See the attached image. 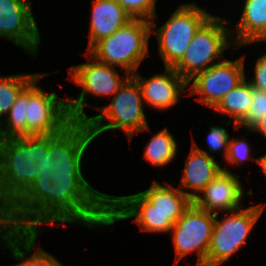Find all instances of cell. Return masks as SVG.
Segmentation results:
<instances>
[{"mask_svg": "<svg viewBox=\"0 0 266 266\" xmlns=\"http://www.w3.org/2000/svg\"><path fill=\"white\" fill-rule=\"evenodd\" d=\"M52 135L0 139V216L31 186L54 169Z\"/></svg>", "mask_w": 266, "mask_h": 266, "instance_id": "6da1fadb", "label": "cell"}, {"mask_svg": "<svg viewBox=\"0 0 266 266\" xmlns=\"http://www.w3.org/2000/svg\"><path fill=\"white\" fill-rule=\"evenodd\" d=\"M49 225L73 224L88 229L108 226L109 196L94 189L83 173L51 171Z\"/></svg>", "mask_w": 266, "mask_h": 266, "instance_id": "7a4b0ae2", "label": "cell"}, {"mask_svg": "<svg viewBox=\"0 0 266 266\" xmlns=\"http://www.w3.org/2000/svg\"><path fill=\"white\" fill-rule=\"evenodd\" d=\"M92 106L100 111L87 121L94 139L106 131L122 130L130 143L135 134L150 131L141 90L132 76L119 87L108 105Z\"/></svg>", "mask_w": 266, "mask_h": 266, "instance_id": "3957f363", "label": "cell"}, {"mask_svg": "<svg viewBox=\"0 0 266 266\" xmlns=\"http://www.w3.org/2000/svg\"><path fill=\"white\" fill-rule=\"evenodd\" d=\"M150 21L131 19L112 35L97 41L88 53L96 60L124 69L132 76L149 54Z\"/></svg>", "mask_w": 266, "mask_h": 266, "instance_id": "277c9868", "label": "cell"}, {"mask_svg": "<svg viewBox=\"0 0 266 266\" xmlns=\"http://www.w3.org/2000/svg\"><path fill=\"white\" fill-rule=\"evenodd\" d=\"M230 24V19L212 15L195 33L184 55L172 68L188 82L216 64L215 60H223V53L229 47H235L231 29L227 27Z\"/></svg>", "mask_w": 266, "mask_h": 266, "instance_id": "5b68a950", "label": "cell"}, {"mask_svg": "<svg viewBox=\"0 0 266 266\" xmlns=\"http://www.w3.org/2000/svg\"><path fill=\"white\" fill-rule=\"evenodd\" d=\"M212 15L196 2L180 3L162 26L150 21L164 67H173L182 58L195 33Z\"/></svg>", "mask_w": 266, "mask_h": 266, "instance_id": "8992f818", "label": "cell"}, {"mask_svg": "<svg viewBox=\"0 0 266 266\" xmlns=\"http://www.w3.org/2000/svg\"><path fill=\"white\" fill-rule=\"evenodd\" d=\"M266 204L223 212L221 220L214 214V226L207 251L206 266H220L247 243L251 231L260 219Z\"/></svg>", "mask_w": 266, "mask_h": 266, "instance_id": "52a82bcc", "label": "cell"}, {"mask_svg": "<svg viewBox=\"0 0 266 266\" xmlns=\"http://www.w3.org/2000/svg\"><path fill=\"white\" fill-rule=\"evenodd\" d=\"M83 54L88 57V62L74 65L68 70L69 80L82 90L76 98H67V108L72 121L87 122L90 116L85 114L84 108L91 106L87 95L107 96L110 99L129 75L123 74V78L120 76L122 72H118L116 67L96 60L88 52Z\"/></svg>", "mask_w": 266, "mask_h": 266, "instance_id": "ba28073f", "label": "cell"}, {"mask_svg": "<svg viewBox=\"0 0 266 266\" xmlns=\"http://www.w3.org/2000/svg\"><path fill=\"white\" fill-rule=\"evenodd\" d=\"M50 73H40L26 87L27 136L58 134L72 122L67 108V99L38 87L37 83Z\"/></svg>", "mask_w": 266, "mask_h": 266, "instance_id": "9c48e42d", "label": "cell"}, {"mask_svg": "<svg viewBox=\"0 0 266 266\" xmlns=\"http://www.w3.org/2000/svg\"><path fill=\"white\" fill-rule=\"evenodd\" d=\"M213 226L214 214L192 202L169 232L176 255L172 266H177L184 256L193 253L198 257L195 266H206Z\"/></svg>", "mask_w": 266, "mask_h": 266, "instance_id": "30bf717a", "label": "cell"}, {"mask_svg": "<svg viewBox=\"0 0 266 266\" xmlns=\"http://www.w3.org/2000/svg\"><path fill=\"white\" fill-rule=\"evenodd\" d=\"M52 184L51 175L37 176L31 186L0 216V225L15 230L43 231V225H49Z\"/></svg>", "mask_w": 266, "mask_h": 266, "instance_id": "8fae6325", "label": "cell"}, {"mask_svg": "<svg viewBox=\"0 0 266 266\" xmlns=\"http://www.w3.org/2000/svg\"><path fill=\"white\" fill-rule=\"evenodd\" d=\"M245 59V54L234 61L224 58L196 74L187 82L188 87L190 85L187 96L199 95L194 99L212 109L224 95L247 77Z\"/></svg>", "mask_w": 266, "mask_h": 266, "instance_id": "7c38bea8", "label": "cell"}, {"mask_svg": "<svg viewBox=\"0 0 266 266\" xmlns=\"http://www.w3.org/2000/svg\"><path fill=\"white\" fill-rule=\"evenodd\" d=\"M182 214L149 211V200L141 192L128 196H109L108 226L134 218L133 222L139 225L143 232L169 234Z\"/></svg>", "mask_w": 266, "mask_h": 266, "instance_id": "4fadbf2b", "label": "cell"}, {"mask_svg": "<svg viewBox=\"0 0 266 266\" xmlns=\"http://www.w3.org/2000/svg\"><path fill=\"white\" fill-rule=\"evenodd\" d=\"M1 37L36 58L41 35L32 12L31 0H0Z\"/></svg>", "mask_w": 266, "mask_h": 266, "instance_id": "5bb4252c", "label": "cell"}, {"mask_svg": "<svg viewBox=\"0 0 266 266\" xmlns=\"http://www.w3.org/2000/svg\"><path fill=\"white\" fill-rule=\"evenodd\" d=\"M95 139L87 122L72 121L58 134L52 135V171L83 173V156Z\"/></svg>", "mask_w": 266, "mask_h": 266, "instance_id": "9a60e30c", "label": "cell"}, {"mask_svg": "<svg viewBox=\"0 0 266 266\" xmlns=\"http://www.w3.org/2000/svg\"><path fill=\"white\" fill-rule=\"evenodd\" d=\"M244 192L240 176L222 166V170L192 202L200 209L219 214L241 208L244 196L252 195V191Z\"/></svg>", "mask_w": 266, "mask_h": 266, "instance_id": "2e32d148", "label": "cell"}, {"mask_svg": "<svg viewBox=\"0 0 266 266\" xmlns=\"http://www.w3.org/2000/svg\"><path fill=\"white\" fill-rule=\"evenodd\" d=\"M145 78L137 71L132 77L138 82L143 101L154 110H168L175 106L188 87L187 82L172 68Z\"/></svg>", "mask_w": 266, "mask_h": 266, "instance_id": "e0dca14e", "label": "cell"}, {"mask_svg": "<svg viewBox=\"0 0 266 266\" xmlns=\"http://www.w3.org/2000/svg\"><path fill=\"white\" fill-rule=\"evenodd\" d=\"M40 234L42 230H15L0 225V245H6L4 247L17 261L16 265L11 266H63L40 245H36Z\"/></svg>", "mask_w": 266, "mask_h": 266, "instance_id": "ac0fdd59", "label": "cell"}, {"mask_svg": "<svg viewBox=\"0 0 266 266\" xmlns=\"http://www.w3.org/2000/svg\"><path fill=\"white\" fill-rule=\"evenodd\" d=\"M222 165L206 152L198 150L193 144L182 170L178 188L192 201L222 170ZM186 189V191H184Z\"/></svg>", "mask_w": 266, "mask_h": 266, "instance_id": "d6986e66", "label": "cell"}, {"mask_svg": "<svg viewBox=\"0 0 266 266\" xmlns=\"http://www.w3.org/2000/svg\"><path fill=\"white\" fill-rule=\"evenodd\" d=\"M237 26L231 28L235 49L266 42V0H244Z\"/></svg>", "mask_w": 266, "mask_h": 266, "instance_id": "ffe728a7", "label": "cell"}, {"mask_svg": "<svg viewBox=\"0 0 266 266\" xmlns=\"http://www.w3.org/2000/svg\"><path fill=\"white\" fill-rule=\"evenodd\" d=\"M89 50L97 41L112 35L132 18L116 0H92Z\"/></svg>", "mask_w": 266, "mask_h": 266, "instance_id": "44dd1931", "label": "cell"}, {"mask_svg": "<svg viewBox=\"0 0 266 266\" xmlns=\"http://www.w3.org/2000/svg\"><path fill=\"white\" fill-rule=\"evenodd\" d=\"M149 200V211L184 213L192 200L178 187L153 180L151 186L141 192Z\"/></svg>", "mask_w": 266, "mask_h": 266, "instance_id": "7402d4cb", "label": "cell"}, {"mask_svg": "<svg viewBox=\"0 0 266 266\" xmlns=\"http://www.w3.org/2000/svg\"><path fill=\"white\" fill-rule=\"evenodd\" d=\"M252 102V87L247 78L242 80L233 90L224 95L212 108L213 113H221V117L226 115L234 125V132L239 130L237 127L249 113Z\"/></svg>", "mask_w": 266, "mask_h": 266, "instance_id": "603a6c76", "label": "cell"}, {"mask_svg": "<svg viewBox=\"0 0 266 266\" xmlns=\"http://www.w3.org/2000/svg\"><path fill=\"white\" fill-rule=\"evenodd\" d=\"M142 158L154 167H165L176 157L178 145L168 128L156 132L144 147Z\"/></svg>", "mask_w": 266, "mask_h": 266, "instance_id": "cb8c5ba5", "label": "cell"}, {"mask_svg": "<svg viewBox=\"0 0 266 266\" xmlns=\"http://www.w3.org/2000/svg\"><path fill=\"white\" fill-rule=\"evenodd\" d=\"M16 74L0 76V123L6 117L19 94L40 74ZM3 116V117H2Z\"/></svg>", "mask_w": 266, "mask_h": 266, "instance_id": "d4e9b609", "label": "cell"}, {"mask_svg": "<svg viewBox=\"0 0 266 266\" xmlns=\"http://www.w3.org/2000/svg\"><path fill=\"white\" fill-rule=\"evenodd\" d=\"M27 136L26 88L19 94L6 117L0 123V139Z\"/></svg>", "mask_w": 266, "mask_h": 266, "instance_id": "484cf974", "label": "cell"}, {"mask_svg": "<svg viewBox=\"0 0 266 266\" xmlns=\"http://www.w3.org/2000/svg\"><path fill=\"white\" fill-rule=\"evenodd\" d=\"M221 126H210V129L208 131V134L206 136L207 145L209 147V152L206 150L201 149L197 143L195 142V139H192V144L200 151L206 152L209 156H212V153L222 152V156L225 160L227 153H228V146H229V140H230V134L226 128L222 127V125L229 126L231 121L226 120H220Z\"/></svg>", "mask_w": 266, "mask_h": 266, "instance_id": "4316f807", "label": "cell"}, {"mask_svg": "<svg viewBox=\"0 0 266 266\" xmlns=\"http://www.w3.org/2000/svg\"><path fill=\"white\" fill-rule=\"evenodd\" d=\"M252 146H250V143L248 142L245 137H233L229 140V146H228V153L225 158V163H227V166L233 167L234 166H241L245 162H249L252 160V162L257 163L258 157H252Z\"/></svg>", "mask_w": 266, "mask_h": 266, "instance_id": "83f0119b", "label": "cell"}, {"mask_svg": "<svg viewBox=\"0 0 266 266\" xmlns=\"http://www.w3.org/2000/svg\"><path fill=\"white\" fill-rule=\"evenodd\" d=\"M132 19L151 21L158 19L156 12L157 0H116Z\"/></svg>", "mask_w": 266, "mask_h": 266, "instance_id": "f1b7e54d", "label": "cell"}, {"mask_svg": "<svg viewBox=\"0 0 266 266\" xmlns=\"http://www.w3.org/2000/svg\"><path fill=\"white\" fill-rule=\"evenodd\" d=\"M264 115H266V91H258L252 88V102L249 113L237 127L250 130Z\"/></svg>", "mask_w": 266, "mask_h": 266, "instance_id": "f546056e", "label": "cell"}, {"mask_svg": "<svg viewBox=\"0 0 266 266\" xmlns=\"http://www.w3.org/2000/svg\"><path fill=\"white\" fill-rule=\"evenodd\" d=\"M253 78L248 79L251 87L258 91H266V53L255 62Z\"/></svg>", "mask_w": 266, "mask_h": 266, "instance_id": "4dcf8cb0", "label": "cell"}, {"mask_svg": "<svg viewBox=\"0 0 266 266\" xmlns=\"http://www.w3.org/2000/svg\"><path fill=\"white\" fill-rule=\"evenodd\" d=\"M252 133H259L266 138V115H264L250 130H246Z\"/></svg>", "mask_w": 266, "mask_h": 266, "instance_id": "1f68e13d", "label": "cell"}, {"mask_svg": "<svg viewBox=\"0 0 266 266\" xmlns=\"http://www.w3.org/2000/svg\"><path fill=\"white\" fill-rule=\"evenodd\" d=\"M257 164L261 167L262 173L266 177V152L264 155L258 157Z\"/></svg>", "mask_w": 266, "mask_h": 266, "instance_id": "d6a6232c", "label": "cell"}]
</instances>
